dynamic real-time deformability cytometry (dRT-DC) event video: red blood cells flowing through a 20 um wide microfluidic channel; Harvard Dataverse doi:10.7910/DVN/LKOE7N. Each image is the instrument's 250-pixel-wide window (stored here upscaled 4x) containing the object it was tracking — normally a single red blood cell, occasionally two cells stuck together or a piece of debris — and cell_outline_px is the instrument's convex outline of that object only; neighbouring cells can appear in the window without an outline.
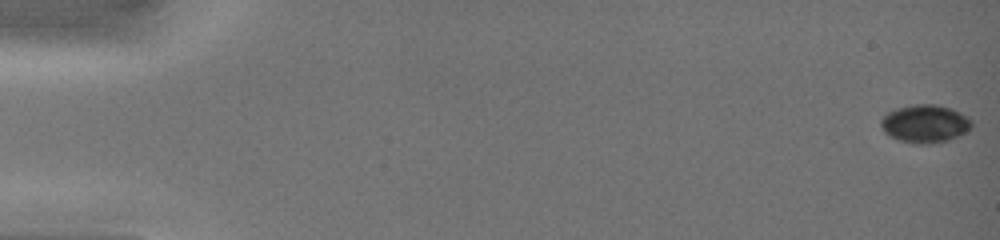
{"species": "common noctule bat (a hibernating species)", "species_latin": "Nyctalus noctula", "temperature_condition": "warm", "stored_images_in_passage": 49, "camera_frame_rate_fps": 3000, "um_per_image_px": 0.085, "animal": {"sex": "female", "body_mass_g": 19.0, "forearm_length_mm": 51.5}, "frame": {"image": 1, "passage_image": 1, "time_ms": 0.0, "image_size_px": [1000, 240], "cell_outline_px": [[972, 128], [948, 140], [924, 144], [912, 144], [888, 136], [884, 132], [880, 124], [880, 120], [888, 112], [896, 108], [912, 104], [936, 104], [952, 108], [960, 112], [972, 120]], "centroid_in_image_um": [78.6, 10.5], "position_along_channel_um": 6.4, "area_um2": 20.17}}
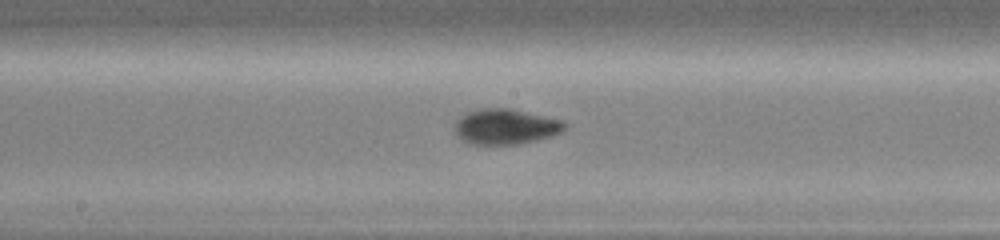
{"frame": {"image": 2, "passage_image": 28, "time_ms": 9.0, "image_size_px": [1000, 240], "cell_outline_px": [[568, 128], [552, 136], [536, 140], [516, 144], [472, 144], [460, 140], [456, 136], [456, 120], [468, 112], [484, 108], [508, 108], [564, 120], [568, 124]], "centroid_in_image_um": [43.01, 10.77], "position_along_channel_um": 205.2, "area_um2": 22.66}}
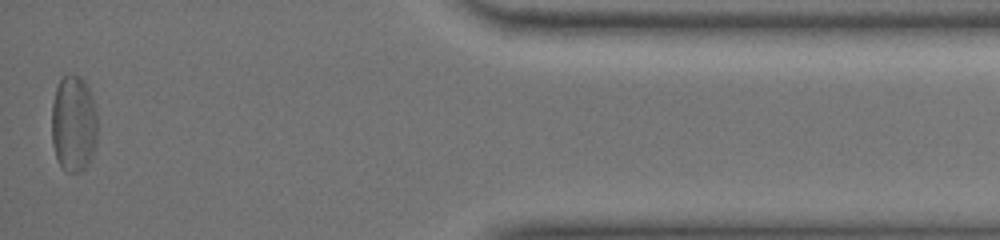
{"frame": {"image": 3, "passage_image": 49, "time_ms": 15.333, "image_size_px": [1000, 240], "cell_outline_px": [[96, 144], [92, 156], [88, 164], [80, 172], [68, 172], [60, 164], [56, 156], [52, 144], [52, 104], [56, 88], [60, 80], [64, 76], [80, 76], [84, 80], [92, 96], [96, 112]], "centroid_in_image_um": [6.25, 10.53], "position_along_channel_um": 428.9, "area_um2": 25.66}, "authors_computed_cell_mechanics": {"area_um2": 21.2704, "velocity_mm_per_s": 4.22, "shape_relaxation_time_tau1_ms": 1.5392, "shape_relaxation_time_tau2_ms": 3.7843, "deformation_change_tau1": 0.0602, "deformation_change_tau2": 0.1009}}